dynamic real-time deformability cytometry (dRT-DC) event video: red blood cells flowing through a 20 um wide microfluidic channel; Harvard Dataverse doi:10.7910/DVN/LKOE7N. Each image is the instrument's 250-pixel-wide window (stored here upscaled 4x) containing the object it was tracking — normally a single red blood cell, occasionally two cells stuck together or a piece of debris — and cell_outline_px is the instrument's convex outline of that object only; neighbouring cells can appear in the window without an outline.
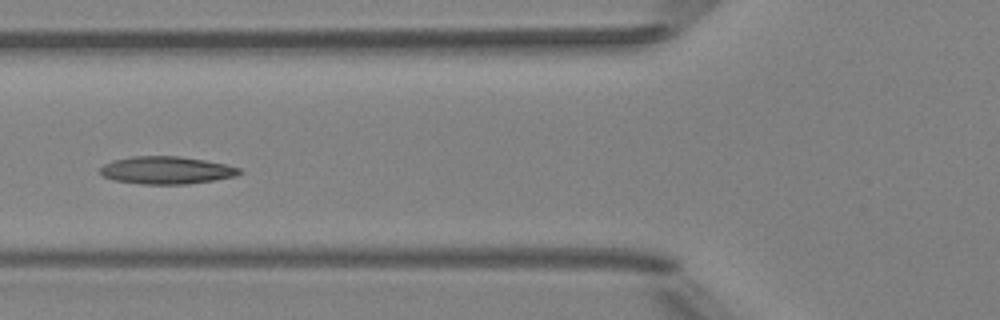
{"species": "Egyptian fruit bat (a non-hibernating species)", "species_latin": "Rousettus aegyptiacus", "temperature_condition": "room temperature", "stored_images_in_passage": 6, "camera_frame_rate_fps": 3000, "um_per_image_px": 0.085, "animal": {"sex": "female"}, "frame": {"image": 1, "passage_image": 6, "time_ms": 1.667, "image_size_px": [1000, 320], "cell_outline_px": [[244, 172], [236, 176], [216, 180], [188, 184], [140, 184], [112, 180], [96, 172], [104, 164], [112, 160], [132, 156], [180, 156], [228, 164], [240, 168]], "centroid_in_image_um": [14.15, 14.47], "position_along_channel_um": 111.7, "area_um2": 22.77}}